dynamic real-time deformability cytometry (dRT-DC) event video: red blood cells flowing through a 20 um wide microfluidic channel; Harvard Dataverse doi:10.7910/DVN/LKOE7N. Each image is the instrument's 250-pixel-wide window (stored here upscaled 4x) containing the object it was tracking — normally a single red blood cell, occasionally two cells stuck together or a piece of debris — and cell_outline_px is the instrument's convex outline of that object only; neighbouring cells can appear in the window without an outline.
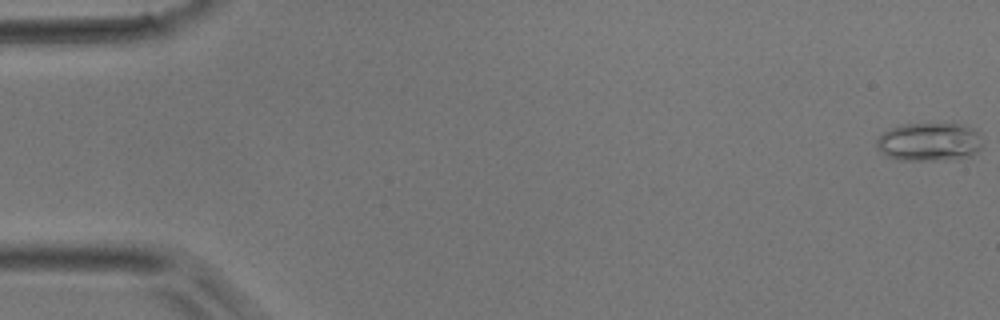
{"species": "common noctule bat (a hibernating species)", "species_latin": "Nyctalus noctula", "temperature_condition": "room temperature", "stored_images_in_passage": 39, "camera_frame_rate_fps": 3000, "um_per_image_px": 0.085, "animal": {"sex": "male", "body_mass_g": 17.9}, "frame": {"image": 1, "passage_image": 1, "time_ms": 0.0, "image_size_px": [1000, 320], "cell_outline_px": [[980, 148], [972, 156], [956, 160], [900, 160], [888, 156], [876, 148], [876, 140], [888, 128], [900, 124], [960, 124], [972, 128], [980, 132]], "centroid_in_image_um": [78.99, 12.07], "position_along_channel_um": 6.0, "area_um2": 23.93}}
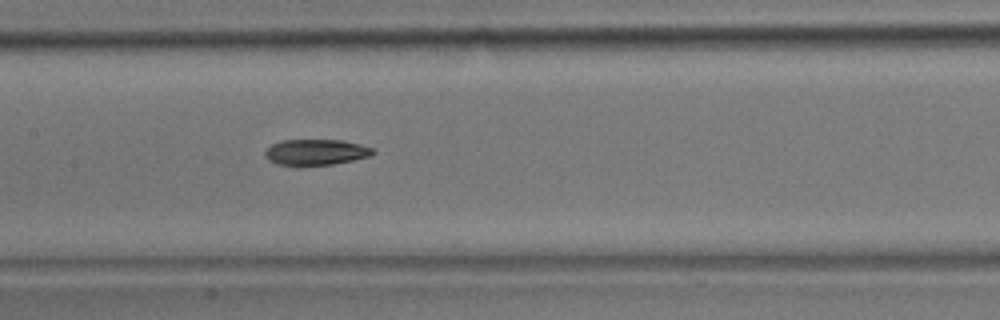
{"frame": {"image": 2, "passage_image": 22, "time_ms": 7.0, "image_size_px": [1000, 320], "cell_outline_px": [[376, 152], [372, 156], [332, 164], [300, 168], [276, 164], [268, 160], [264, 156], [264, 152], [272, 144], [280, 140], [340, 140], [360, 144], [372, 148]], "centroid_in_image_um": [26.8, 12.97], "position_along_channel_um": 180.6, "area_um2": 16.82}}
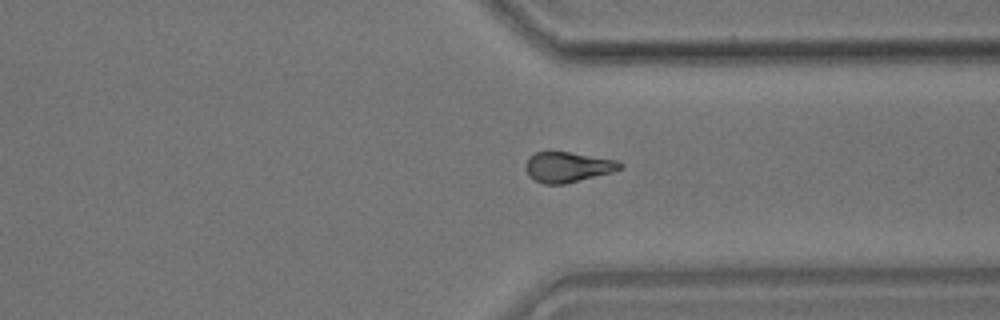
{"frame": {"image": 3, "passage_image": 34, "time_ms": 11.0, "image_size_px": [1000, 320], "cell_outline_px": [[624, 168], [612, 172], [564, 184], [544, 184], [532, 180], [528, 176], [524, 164], [528, 156], [536, 152], [568, 152], [616, 160], [624, 164]], "centroid_in_image_um": [48.22, 14.2], "position_along_channel_um": 363.2, "area_um2": 16.76}}